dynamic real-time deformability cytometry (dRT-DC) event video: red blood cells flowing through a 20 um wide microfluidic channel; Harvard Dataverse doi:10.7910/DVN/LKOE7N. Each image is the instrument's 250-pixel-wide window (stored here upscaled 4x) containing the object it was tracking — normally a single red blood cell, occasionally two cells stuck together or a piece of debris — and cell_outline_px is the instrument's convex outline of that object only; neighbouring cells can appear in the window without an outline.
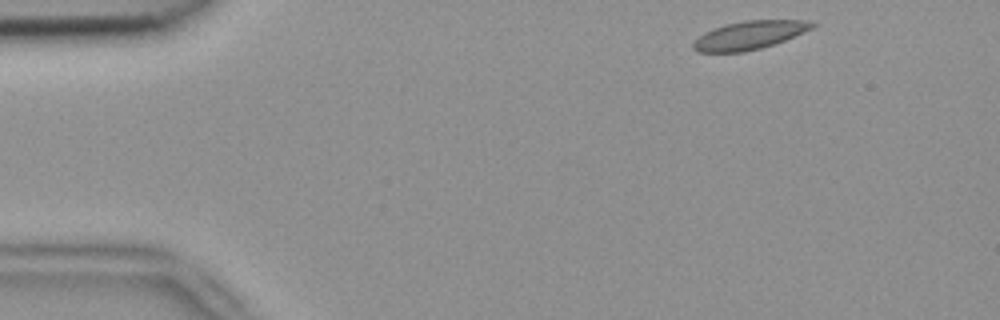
{"species": "common noctule bat (a hibernating species)", "species_latin": "Nyctalus noctula", "temperature_condition": "room temperature", "stored_images_in_passage": 7, "camera_frame_rate_fps": 3000, "um_per_image_px": 0.085, "animal": {"sex": "female", "body_mass_g": 18.4}, "frame": {"image": 1, "passage_image": 1, "time_ms": 0.0, "image_size_px": [1000, 320], "cell_outline_px": [[816, 24], [812, 28], [804, 32], [784, 40], [760, 48], [744, 52], [696, 52], [692, 48], [692, 44], [704, 32], [724, 24], [744, 20], [808, 20]], "centroid_in_image_um": [63.67, 2.98], "position_along_channel_um": 21.3, "area_um2": 19.54}}
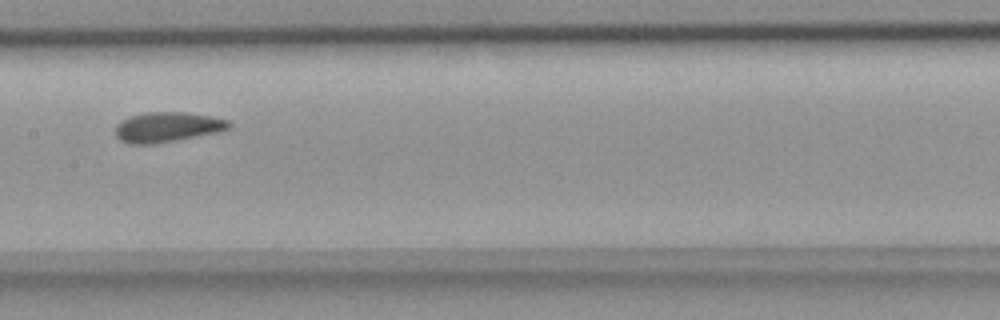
{"frame": {"image": 2, "passage_image": 7, "time_ms": 2.0, "image_size_px": [1000, 320], "cell_outline_px": [[232, 124], [228, 128], [216, 132], [152, 144], [132, 144], [120, 140], [116, 136], [116, 124], [120, 120], [128, 116], [144, 112], [184, 112], [212, 116], [228, 120]], "centroid_in_image_um": [14.17, 10.78], "position_along_channel_um": 193.2, "area_um2": 19.71}}